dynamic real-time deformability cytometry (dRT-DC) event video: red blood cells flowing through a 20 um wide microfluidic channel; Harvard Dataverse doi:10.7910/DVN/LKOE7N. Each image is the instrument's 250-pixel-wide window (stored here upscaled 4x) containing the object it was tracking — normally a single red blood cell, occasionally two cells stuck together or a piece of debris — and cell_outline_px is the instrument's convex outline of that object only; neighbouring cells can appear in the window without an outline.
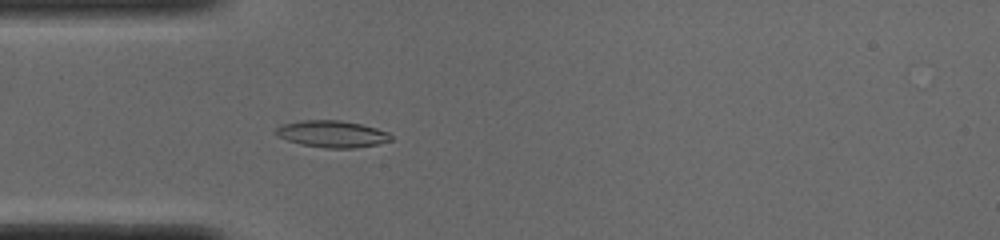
{"species": "common noctule bat (a hibernating species)", "species_latin": "Nyctalus noctula", "temperature_condition": "cold", "stored_images_in_passage": 39, "camera_frame_rate_fps": 3000, "um_per_image_px": 0.085, "animal": {"sex": "male", "body_mass_g": 19.0, "forearm_length_mm": 50.8}, "frame": {"image": 1, "passage_image": 2, "time_ms": 0.333, "image_size_px": [1000, 240], "cell_outline_px": [[392, 140], [380, 144], [352, 148], [324, 148], [300, 144], [276, 136], [276, 128], [284, 124], [300, 120], [340, 120], [360, 124], [376, 128], [388, 132], [392, 136]], "centroid_in_image_um": [28.24, 11.39], "position_along_channel_um": 56.8, "area_um2": 17.98}}
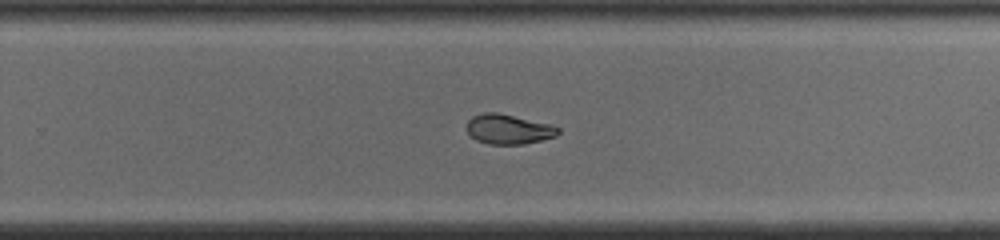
{"frame": {"image": 2, "passage_image": 20, "time_ms": 6.333, "image_size_px": [1000, 240], "cell_outline_px": [[560, 132], [556, 136], [524, 144], [488, 144], [476, 140], [468, 132], [468, 120], [472, 116], [484, 112], [496, 112], [552, 124], [560, 128]], "centroid_in_image_um": [43.24, 10.98], "position_along_channel_um": 286.6, "area_um2": 15.84}}
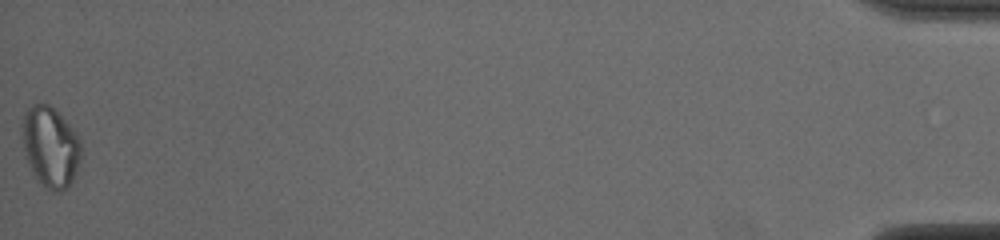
{"frame": {"image": 3, "passage_image": 39, "time_ms": 12.667, "image_size_px": [1000, 240], "cell_outline_px": [[80, 160], [72, 180], [68, 188], [60, 192], [52, 192], [36, 176], [28, 164], [24, 148], [24, 112], [32, 104], [48, 104], [68, 124], [80, 140]], "centroid_in_image_um": [4.3, 12.5], "position_along_channel_um": 430.9, "area_um2": 26.65}, "authors_computed_cell_mechanics": {"area_um2": 16.5886, "velocity_mm_per_s": 3.8788, "shape_relaxation_time_tau1_ms": 7.4518, "shape_relaxation_time_tau2_ms": null, "deformation_change_tau1": 0.2196, "deformation_change_tau2": null}}